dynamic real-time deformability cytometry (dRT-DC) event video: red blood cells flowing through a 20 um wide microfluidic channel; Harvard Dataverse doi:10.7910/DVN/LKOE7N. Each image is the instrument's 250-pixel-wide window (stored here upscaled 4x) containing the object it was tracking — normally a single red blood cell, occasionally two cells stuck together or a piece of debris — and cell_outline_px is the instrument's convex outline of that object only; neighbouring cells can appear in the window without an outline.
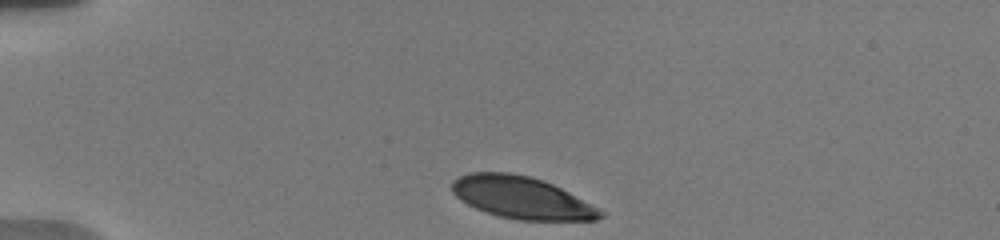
{"species": "human", "species_latin": "Homo sapiens", "temperature_condition": "warm", "stored_images_in_passage": 3, "camera_frame_rate_fps": 3000, "um_per_image_px": 0.085, "donor": {"sex": "male"}, "frame": {"image": 1, "passage_image": 1, "time_ms": 0.0, "image_size_px": [1000, 240], "cell_outline_px": [[604, 216], [596, 220], [516, 220], [500, 216], [476, 208], [460, 200], [452, 192], [452, 180], [468, 172], [508, 172], [528, 176], [544, 180], [568, 192], [604, 212]], "centroid_in_image_um": [44.3, 16.79], "position_along_channel_um": 40.7, "area_um2": 36.07}}